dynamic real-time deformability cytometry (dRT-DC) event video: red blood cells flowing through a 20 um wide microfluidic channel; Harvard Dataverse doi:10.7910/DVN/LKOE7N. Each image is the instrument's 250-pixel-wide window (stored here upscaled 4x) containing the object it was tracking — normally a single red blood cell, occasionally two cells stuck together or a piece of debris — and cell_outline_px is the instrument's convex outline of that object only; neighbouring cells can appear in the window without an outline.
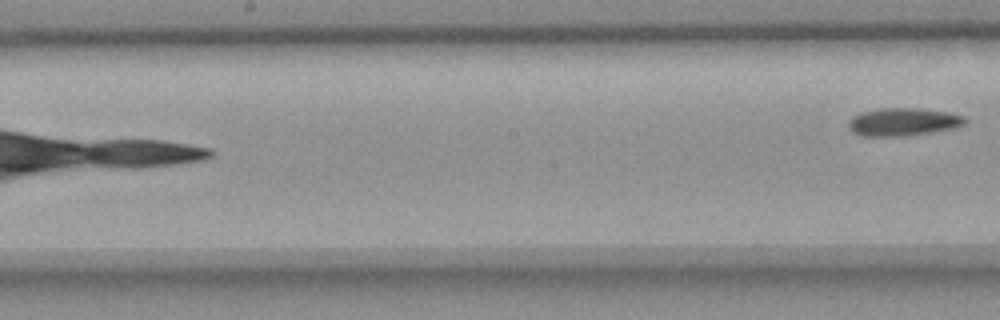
{"species": "common noctule bat (a hibernating species)", "species_latin": "Nyctalus noctula", "temperature_condition": "room temperature", "stored_images_in_passage": 8, "camera_frame_rate_fps": 3000, "um_per_image_px": 0.085, "animal": {"sex": "female", "body_mass_g": 18.4}, "frame": {"image": 1, "passage_image": 8, "time_ms": 9.0, "image_size_px": [1000, 320], "cell_outline_px": [[968, 120], [964, 124], [956, 128], [932, 132], [904, 136], [860, 136], [852, 132], [848, 128], [848, 120], [852, 116], [860, 112], [876, 108], [920, 108], [948, 112], [964, 116]], "centroid_in_image_um": [76.74, 10.36], "position_along_channel_um": 171.5, "area_um2": 19.31}}